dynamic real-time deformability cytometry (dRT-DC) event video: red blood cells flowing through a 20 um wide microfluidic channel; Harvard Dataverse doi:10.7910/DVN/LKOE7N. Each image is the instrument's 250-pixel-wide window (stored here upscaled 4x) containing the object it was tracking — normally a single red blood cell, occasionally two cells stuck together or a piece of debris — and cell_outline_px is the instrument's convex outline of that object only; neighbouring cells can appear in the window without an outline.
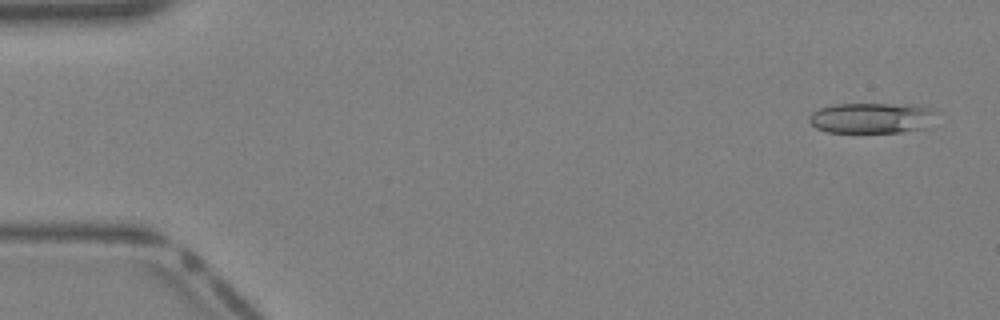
{"species": "Egyptian fruit bat (a non-hibernating species)", "species_latin": "Rousettus aegyptiacus", "temperature_condition": "warm", "stored_images_in_passage": 39, "camera_frame_rate_fps": 3000, "um_per_image_px": 0.085, "animal": {"sex": "female"}, "frame": {"image": 1, "passage_image": 2, "time_ms": 0.333, "image_size_px": [1000, 320], "cell_outline_px": [[940, 112], [928, 128], [900, 132], [828, 132], [816, 128], [808, 120], [808, 116], [812, 112], [820, 108], [832, 104], [916, 104], [932, 108]], "centroid_in_image_um": [74.18, 10.02], "position_along_channel_um": 10.8, "area_um2": 23.24}}
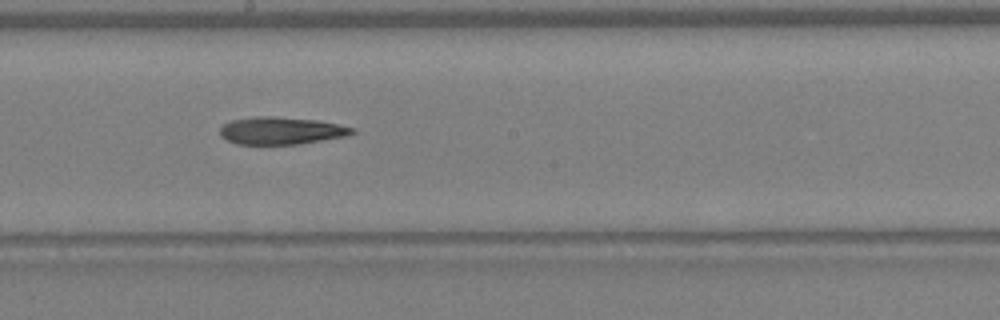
{"frame": {"image": 2, "passage_image": 22, "time_ms": 7.0, "image_size_px": [1000, 320], "cell_outline_px": [[356, 132], [348, 136], [300, 144], [236, 144], [220, 136], [220, 128], [224, 124], [232, 120], [256, 116], [272, 116], [316, 120], [356, 128]], "centroid_in_image_um": [23.92, 11.11], "position_along_channel_um": 224.3, "area_um2": 21.15}}
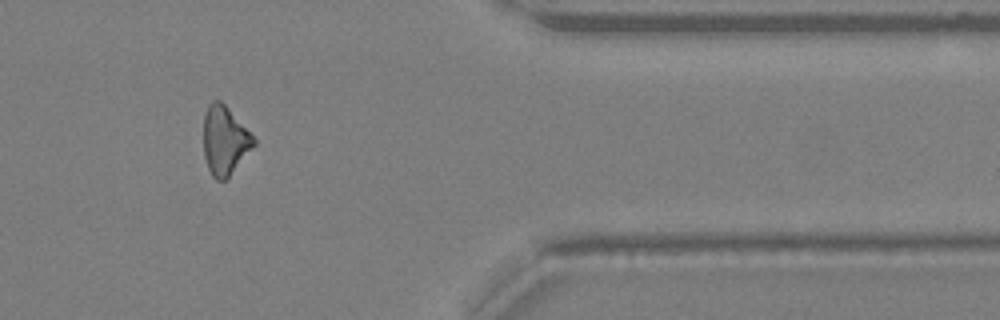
{"frame": {"image": 3, "passage_image": 33, "time_ms": 10.667, "image_size_px": [1000, 320], "cell_outline_px": [[256, 144], [228, 180], [216, 180], [212, 176], [208, 168], [204, 156], [204, 116], [208, 104], [212, 100], [220, 100], [228, 108], [256, 140]], "centroid_in_image_um": [19.1, 11.98], "position_along_channel_um": 392.3, "area_um2": 20.17}}